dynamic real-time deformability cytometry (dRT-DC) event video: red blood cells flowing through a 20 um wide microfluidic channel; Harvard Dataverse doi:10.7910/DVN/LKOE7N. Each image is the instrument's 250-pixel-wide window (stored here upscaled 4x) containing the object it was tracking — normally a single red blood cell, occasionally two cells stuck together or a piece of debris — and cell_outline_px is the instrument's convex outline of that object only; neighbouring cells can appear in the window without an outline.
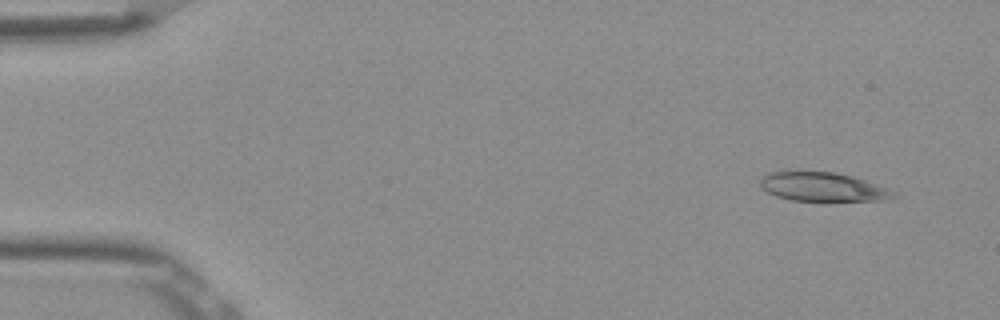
{"species": "Egyptian fruit bat (a non-hibernating species)", "species_latin": "Rousettus aegyptiacus", "temperature_condition": "room temperature", "stored_images_in_passage": 4, "camera_frame_rate_fps": 3000, "um_per_image_px": 0.085, "frame": {"image": 1, "passage_image": 1, "time_ms": 0.0, "image_size_px": [1000, 320], "cell_outline_px": [[896, 196], [884, 200], [792, 200], [776, 196], [760, 188], [760, 180], [768, 172], [836, 172], [852, 176], [888, 188]], "centroid_in_image_um": [69.89, 15.88], "position_along_channel_um": 15.1, "area_um2": 21.96}}
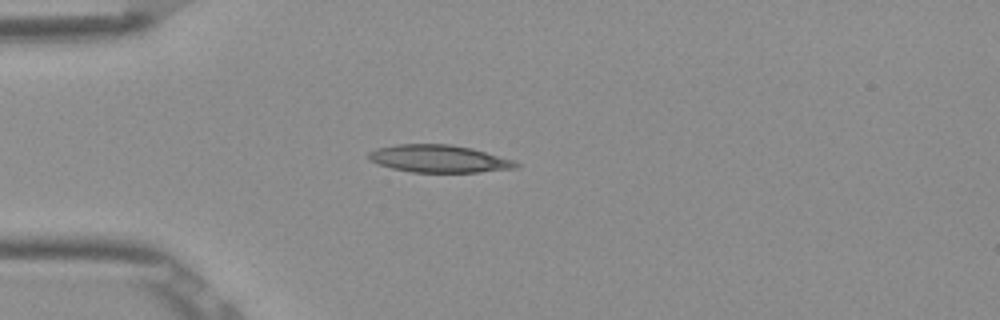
{"frame": {"image": 2, "passage_image": 4, "time_ms": 1.0, "image_size_px": [1000, 320], "cell_outline_px": [[520, 164], [516, 168], [480, 172], [412, 172], [392, 168], [376, 164], [368, 160], [368, 152], [376, 148], [396, 144], [452, 144], [472, 148], [512, 160]], "centroid_in_image_um": [37.25, 13.49], "position_along_channel_um": 47.7, "area_um2": 23.64}}